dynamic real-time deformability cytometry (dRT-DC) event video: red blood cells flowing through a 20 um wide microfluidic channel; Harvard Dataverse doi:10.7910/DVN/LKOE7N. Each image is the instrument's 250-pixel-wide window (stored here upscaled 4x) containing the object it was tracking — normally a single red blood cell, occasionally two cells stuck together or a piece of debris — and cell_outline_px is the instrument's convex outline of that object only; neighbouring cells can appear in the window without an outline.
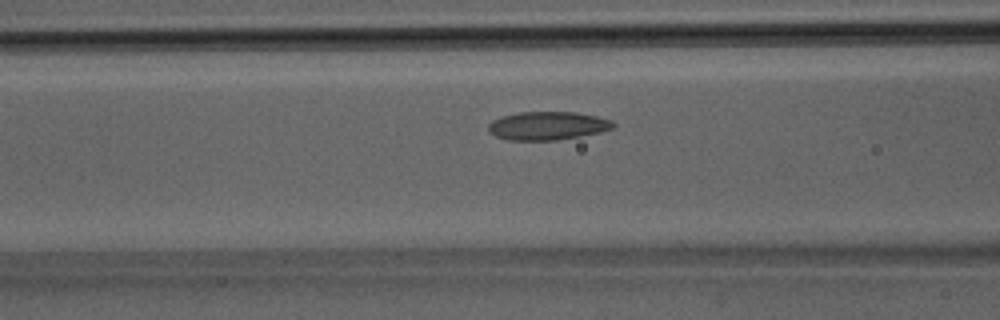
{"species": "Egyptian fruit bat (a non-hibernating species)", "species_latin": "Rousettus aegyptiacus", "temperature_condition": "room temperature", "stored_images_in_passage": 32, "camera_frame_rate_fps": 3000, "um_per_image_px": 0.085, "animal": {"sex": "male"}, "frame": {"image": 1, "passage_image": 10, "time_ms": 3.0, "image_size_px": [1000, 320], "cell_outline_px": [[616, 124], [612, 128], [600, 132], [580, 136], [556, 140], [508, 140], [496, 136], [488, 132], [488, 124], [492, 120], [500, 116], [516, 112], [576, 112], [596, 116], [612, 120]], "centroid_in_image_um": [46.51, 10.68], "position_along_channel_um": 120.1, "area_um2": 20.75}}
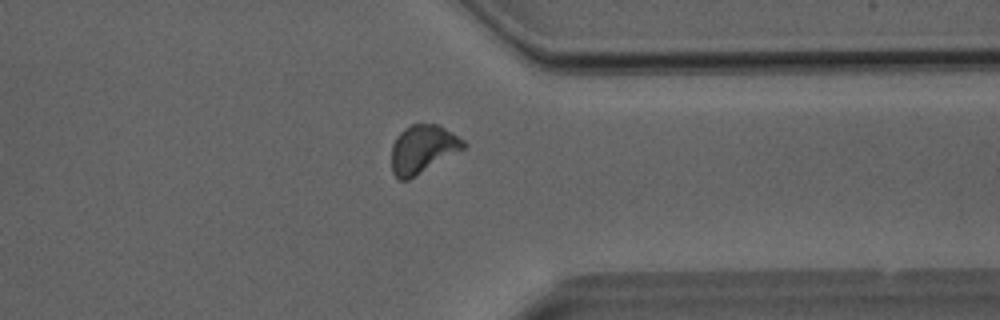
{"frame": {"image": 2, "passage_image": 24, "time_ms": 7.667, "image_size_px": [1000, 320], "cell_outline_px": [[468, 144], [464, 148], [408, 180], [400, 180], [392, 172], [392, 144], [396, 136], [404, 128], [412, 124], [440, 124], [464, 140]], "centroid_in_image_um": [35.93, 12.65], "position_along_channel_um": 375.5, "area_um2": 20.11}}
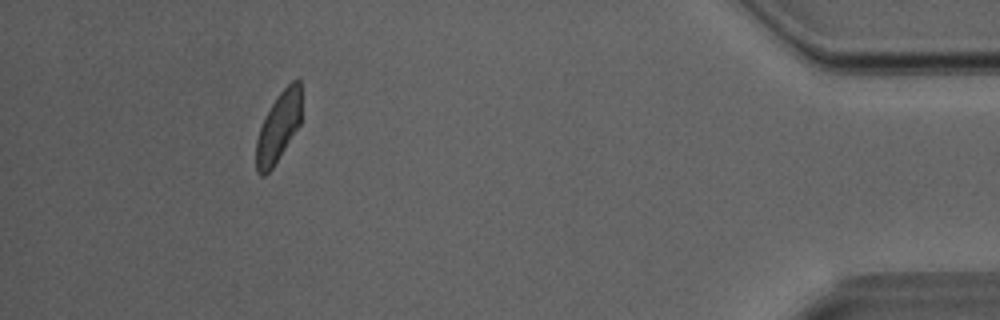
{"frame": {"image": 3, "passage_image": 29, "time_ms": 9.333, "image_size_px": [1000, 320], "cell_outline_px": [[300, 124], [272, 168], [264, 176], [260, 176], [256, 172], [256, 140], [264, 116], [280, 92], [292, 80], [300, 80]], "centroid_in_image_um": [23.64, 10.82], "position_along_channel_um": 411.6, "area_um2": 18.09}}